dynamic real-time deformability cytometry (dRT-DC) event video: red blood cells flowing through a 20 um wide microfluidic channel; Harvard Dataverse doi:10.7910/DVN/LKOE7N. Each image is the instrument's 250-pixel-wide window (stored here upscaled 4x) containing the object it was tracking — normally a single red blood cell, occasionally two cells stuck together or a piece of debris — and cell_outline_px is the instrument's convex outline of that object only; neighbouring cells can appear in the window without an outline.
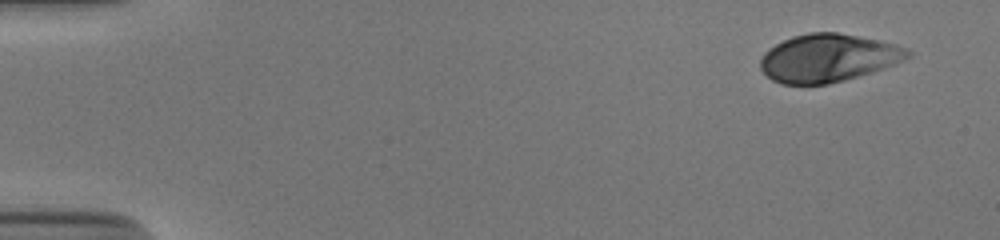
{"species": "human", "species_latin": "Homo sapiens", "temperature_condition": "cold", "stored_images_in_passage": 44, "camera_frame_rate_fps": 3000, "um_per_image_px": 0.085, "donor": {"sex": "male"}, "frame": {"image": 1, "passage_image": 1, "time_ms": 0.0, "image_size_px": [1000, 240], "cell_outline_px": [[912, 52], [908, 56], [892, 64], [844, 80], [828, 84], [780, 84], [772, 80], [760, 68], [760, 60], [764, 52], [768, 48], [792, 36], [808, 32], [836, 32], [876, 40], [908, 48]], "centroid_in_image_um": [70.3, 4.92], "position_along_channel_um": 14.7, "area_um2": 40.46}}
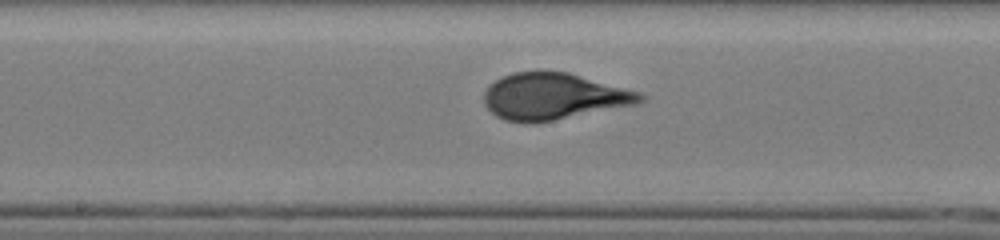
{"frame": {"image": 2, "passage_image": 26, "time_ms": 8.333, "image_size_px": [1000, 240], "cell_outline_px": [[644, 100], [636, 104], [552, 120], [504, 120], [496, 116], [484, 104], [484, 92], [488, 84], [512, 72], [568, 72], [640, 92], [644, 96]], "centroid_in_image_um": [47.05, 8.16], "position_along_channel_um": 201.2, "area_um2": 41.27}}
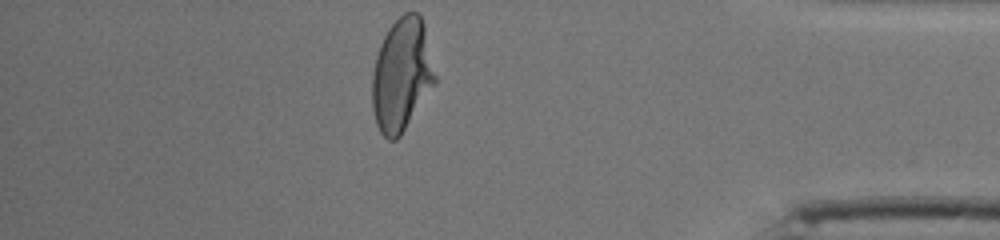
{"frame": {"image": 3, "passage_image": 44, "time_ms": 14.333, "image_size_px": [1000, 240], "cell_outline_px": [[436, 84], [400, 136], [396, 140], [388, 140], [380, 132], [376, 124], [372, 108], [372, 76], [376, 56], [380, 44], [388, 28], [404, 12], [416, 12], [420, 16], [424, 24], [436, 76]], "centroid_in_image_um": [34.14, 6.38], "position_along_channel_um": 401.1, "area_um2": 41.5}, "authors_computed_cell_mechanics": {"area_um2": 41.1536, "velocity_mm_per_s": 3.8576, "shape_relaxation_time_tau1_ms": 4.2801, "shape_relaxation_time_tau2_ms": null, "deformation_change_tau1": 0.1927, "deformation_change_tau2": null}}